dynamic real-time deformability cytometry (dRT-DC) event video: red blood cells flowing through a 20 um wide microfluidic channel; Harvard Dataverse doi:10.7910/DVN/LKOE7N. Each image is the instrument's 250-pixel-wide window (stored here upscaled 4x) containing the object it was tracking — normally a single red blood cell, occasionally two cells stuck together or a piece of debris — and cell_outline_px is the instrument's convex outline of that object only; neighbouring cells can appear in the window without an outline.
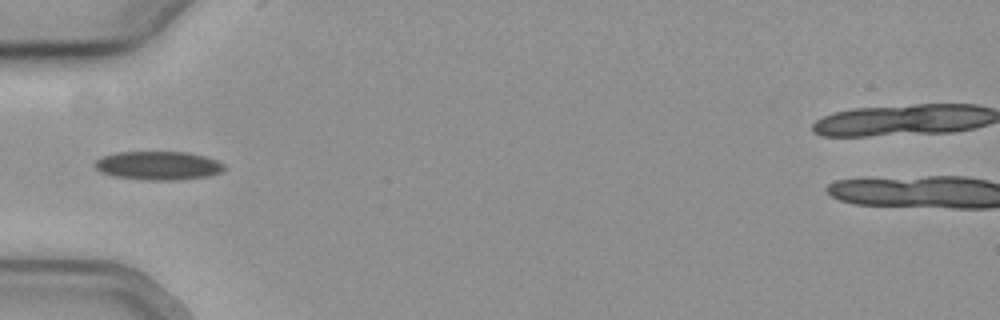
{"species": "common noctule bat (a hibernating species)", "species_latin": "Nyctalus noctula", "temperature_condition": "cold", "stored_images_in_passage": 27, "camera_frame_rate_fps": 3000, "um_per_image_px": 0.085, "animal": {"sex": "female", "body_mass_g": 19.3, "forearm_length_mm": 54.1}, "frame": {"image": 1, "passage_image": 1, "time_ms": 0.0, "image_size_px": [1000, 320], "cell_outline_px": [[224, 168], [220, 172], [208, 176], [176, 180], [140, 180], [112, 176], [100, 172], [92, 164], [96, 160], [104, 156], [116, 152], [184, 152], [204, 156], [216, 160], [224, 164]], "centroid_in_image_um": [13.4, 14.08], "position_along_channel_um": 71.6, "area_um2": 21.62}}
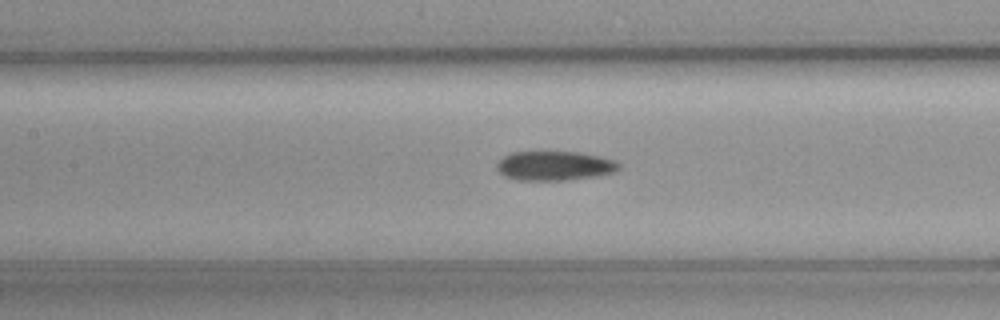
{"frame": {"image": 2, "passage_image": 8, "time_ms": 2.333, "image_size_px": [1000, 320], "cell_outline_px": [[620, 168], [616, 172], [600, 176], [568, 180], [516, 180], [504, 176], [496, 168], [496, 164], [504, 156], [512, 152], [580, 152], [600, 156], [616, 160], [620, 164]], "centroid_in_image_um": [47.18, 14.1], "position_along_channel_um": 160.2, "area_um2": 21.15}}
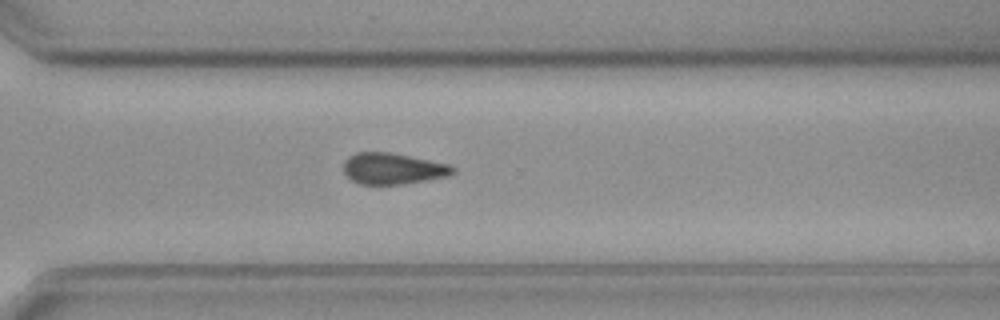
{"frame": {"image": 3, "passage_image": 22, "time_ms": 7.0, "image_size_px": [1000, 320], "cell_outline_px": [[456, 172], [448, 176], [400, 184], [360, 184], [352, 180], [344, 172], [344, 160], [348, 156], [356, 152], [388, 152], [448, 164], [456, 168]], "centroid_in_image_um": [33.37, 14.33], "position_along_channel_um": 337.2, "area_um2": 19.65}, "authors_computed_cell_mechanics": {"area_um2": 20.6346, "velocity_mm_per_s": 3.8089, "shape_relaxation_time_tau1_ms": null, "shape_relaxation_time_tau2_ms": 3.8889, "deformation_change_tau1": null, "deformation_change_tau2": 0.1125}}